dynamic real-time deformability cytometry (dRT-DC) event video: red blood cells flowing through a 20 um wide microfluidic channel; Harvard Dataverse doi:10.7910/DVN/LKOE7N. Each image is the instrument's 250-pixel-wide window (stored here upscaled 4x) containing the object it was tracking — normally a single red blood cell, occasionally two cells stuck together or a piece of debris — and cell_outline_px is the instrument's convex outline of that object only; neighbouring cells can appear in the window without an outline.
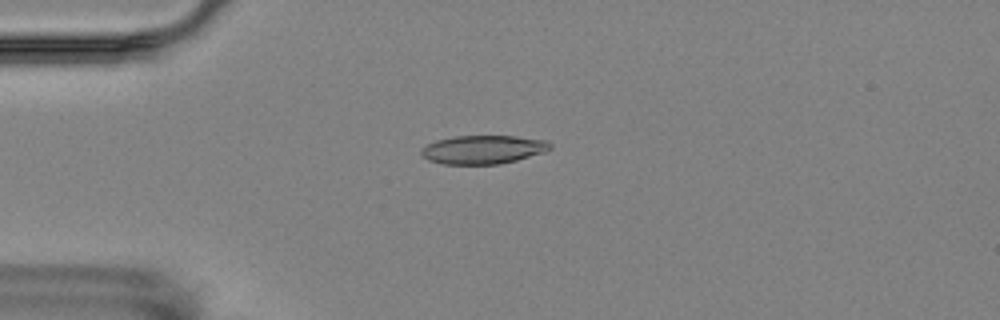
{"species": "Egyptian fruit bat (a non-hibernating species)", "species_latin": "Rousettus aegyptiacus", "temperature_condition": "room temperature", "stored_images_in_passage": 12, "camera_frame_rate_fps": 3000, "um_per_image_px": 0.085, "animal": {"sex": "female"}, "frame": {"image": 1, "passage_image": 1, "time_ms": 0.0, "image_size_px": [1000, 320], "cell_outline_px": [[552, 148], [544, 152], [516, 160], [500, 164], [444, 164], [428, 160], [420, 152], [420, 148], [436, 140], [456, 136], [516, 136], [548, 140], [552, 144]], "centroid_in_image_um": [41.08, 12.71], "position_along_channel_um": 43.9, "area_um2": 21.5}}
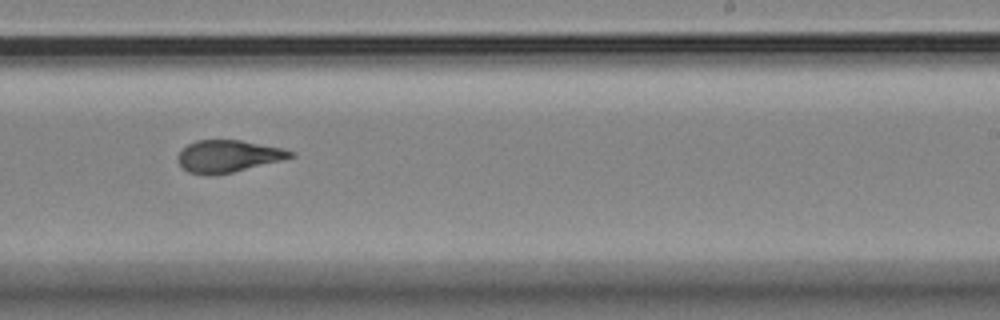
{"frame": {"image": 2, "passage_image": 7, "time_ms": 7.0, "image_size_px": [1000, 320], "cell_outline_px": [[296, 156], [284, 160], [232, 172], [212, 176], [204, 176], [188, 172], [176, 160], [176, 156], [188, 144], [196, 140], [240, 140], [280, 148], [296, 152]], "centroid_in_image_um": [19.38, 13.29], "position_along_channel_um": 269.6, "area_um2": 21.21}}
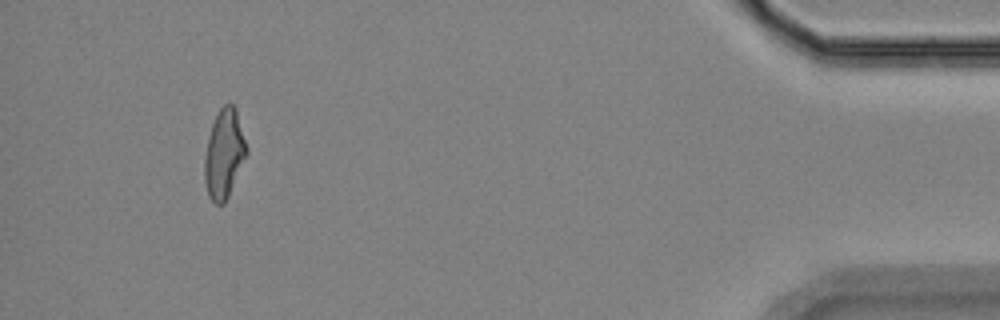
{"frame": {"image": 3, "passage_image": 12, "time_ms": 13.0, "image_size_px": [1000, 320], "cell_outline_px": [[248, 152], [228, 196], [224, 204], [216, 204], [208, 196], [204, 180], [204, 156], [208, 136], [212, 124], [220, 108], [224, 104], [232, 104], [236, 108], [248, 148]], "centroid_in_image_um": [19.04, 13.07], "position_along_channel_um": 416.2, "area_um2": 21.79}, "authors_computed_cell_mechanics": {"area_um2": 21.386, "velocity_mm_per_s": 3.5115, "shape_relaxation_time_tau1_ms": null, "shape_relaxation_time_tau2_ms": 1.3767, "deformation_change_tau1": null, "deformation_change_tau2": 0.0652}}